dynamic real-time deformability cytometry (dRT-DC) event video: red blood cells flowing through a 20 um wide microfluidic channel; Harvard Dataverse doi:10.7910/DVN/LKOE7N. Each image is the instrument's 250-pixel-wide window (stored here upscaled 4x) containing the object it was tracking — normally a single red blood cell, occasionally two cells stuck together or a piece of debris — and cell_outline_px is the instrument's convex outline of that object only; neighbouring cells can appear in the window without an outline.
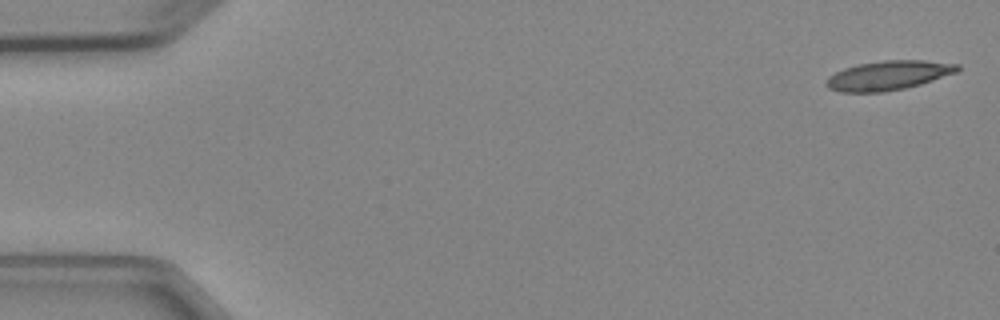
{"species": "Egyptian fruit bat (a non-hibernating species)", "species_latin": "Rousettus aegyptiacus", "temperature_condition": "cold", "stored_images_in_passage": 5, "camera_frame_rate_fps": 3000, "um_per_image_px": 0.085, "animal": {"sex": "female"}, "frame": {"image": 1, "passage_image": 1, "time_ms": 0.0, "image_size_px": [1000, 320], "cell_outline_px": [[960, 68], [956, 72], [920, 84], [904, 88], [884, 92], [840, 92], [828, 88], [824, 84], [828, 76], [844, 68], [856, 64], [884, 60], [924, 60], [960, 64]], "centroid_in_image_um": [75.47, 6.4], "position_along_channel_um": 9.5, "area_um2": 22.43}}
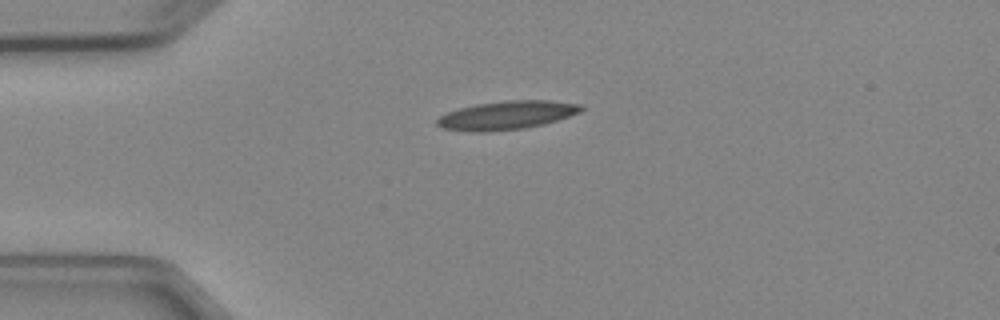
{"frame": {"image": 2, "passage_image": 4, "time_ms": 3.667, "image_size_px": [1000, 320], "cell_outline_px": [[584, 108], [580, 112], [544, 124], [524, 128], [488, 132], [468, 132], [444, 128], [436, 124], [436, 120], [440, 116], [448, 112], [460, 108], [476, 104], [504, 100], [552, 100], [580, 104]], "centroid_in_image_um": [43.07, 9.79], "position_along_channel_um": 41.9, "area_um2": 23.99}}